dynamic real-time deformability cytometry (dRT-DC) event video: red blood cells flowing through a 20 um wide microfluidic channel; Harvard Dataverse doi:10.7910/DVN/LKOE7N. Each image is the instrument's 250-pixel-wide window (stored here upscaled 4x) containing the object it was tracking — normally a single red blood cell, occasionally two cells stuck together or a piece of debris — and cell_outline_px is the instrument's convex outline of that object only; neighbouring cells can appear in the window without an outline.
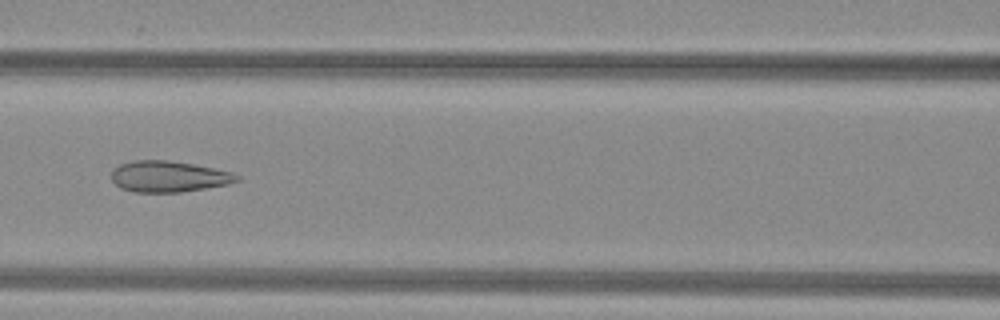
{"species": "common noctule bat (a hibernating species)", "species_latin": "Nyctalus noctula", "temperature_condition": "warm", "stored_images_in_passage": 53, "camera_frame_rate_fps": 3000, "um_per_image_px": 0.085, "animal": {"sex": "female", "body_mass_g": 29.2, "forearm_length_mm": 56.3}, "frame": {"image": 1, "passage_image": 25, "time_ms": 8.0, "image_size_px": [1000, 320], "cell_outline_px": [[240, 180], [228, 184], [180, 192], [132, 192], [120, 188], [112, 180], [112, 168], [120, 164], [136, 160], [168, 160], [192, 164], [232, 172], [240, 176]], "centroid_in_image_um": [14.31, 15.0], "position_along_channel_um": 152.3, "area_um2": 22.66}}
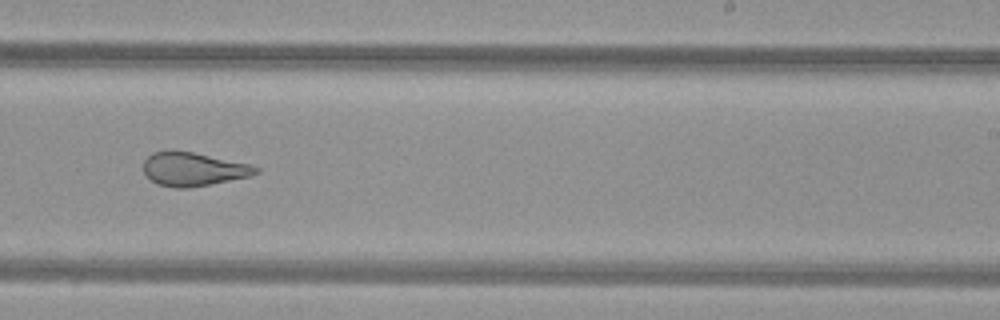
{"frame": {"image": 2, "passage_image": 34, "time_ms": 11.0, "image_size_px": [1000, 320], "cell_outline_px": [[260, 172], [248, 176], [188, 188], [176, 188], [156, 184], [144, 172], [144, 160], [152, 152], [168, 148], [172, 148], [192, 152], [248, 164], [260, 168]], "centroid_in_image_um": [16.36, 14.35], "position_along_channel_um": 272.6, "area_um2": 21.96}}
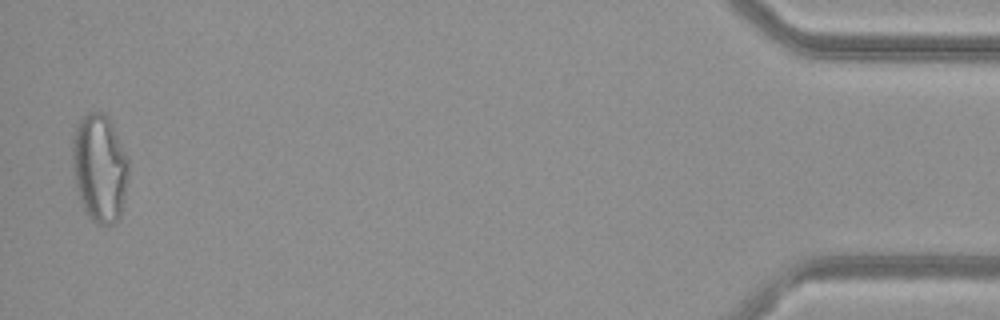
{"frame": {"image": 3, "passage_image": 52, "time_ms": 17.0, "image_size_px": [1000, 320], "cell_outline_px": [[128, 180], [120, 216], [112, 224], [96, 224], [88, 216], [80, 200], [76, 184], [72, 164], [72, 140], [76, 128], [80, 120], [88, 112], [104, 112], [108, 116], [128, 156]], "centroid_in_image_um": [8.48, 14.26], "position_along_channel_um": 426.7, "area_um2": 35.32}, "authors_computed_cell_mechanics": {"area_um2": 28.611, "velocity_mm_per_s": 4.0258, "shape_relaxation_time_tau1_ms": null, "shape_relaxation_time_tau2_ms": 1.3229, "deformation_change_tau1": null, "deformation_change_tau2": 0.0883}}